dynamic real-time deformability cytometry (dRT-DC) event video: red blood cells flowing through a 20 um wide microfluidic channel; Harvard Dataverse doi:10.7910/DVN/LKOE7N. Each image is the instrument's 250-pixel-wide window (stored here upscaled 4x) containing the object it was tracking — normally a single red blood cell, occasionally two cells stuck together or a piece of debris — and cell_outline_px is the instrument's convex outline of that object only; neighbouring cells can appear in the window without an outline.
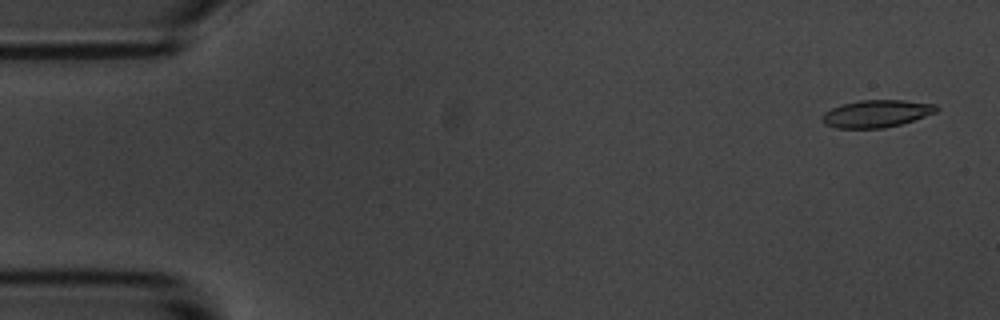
{"species": "common noctule bat (a hibernating species)", "species_latin": "Nyctalus noctula", "temperature_condition": "room temperature", "stored_images_in_passage": 7, "camera_frame_rate_fps": 3000, "um_per_image_px": 0.085, "animal": {"sex": "male", "body_mass_g": 20.1, "forearm_length_mm": 53.5}, "frame": {"image": 1, "passage_image": 1, "time_ms": 0.0, "image_size_px": [1000, 320], "cell_outline_px": [[940, 108], [936, 112], [900, 124], [884, 128], [836, 128], [824, 124], [820, 120], [820, 116], [824, 112], [840, 104], [860, 100], [904, 100], [936, 104]], "centroid_in_image_um": [74.45, 9.65], "position_along_channel_um": 10.5, "area_um2": 18.32}}